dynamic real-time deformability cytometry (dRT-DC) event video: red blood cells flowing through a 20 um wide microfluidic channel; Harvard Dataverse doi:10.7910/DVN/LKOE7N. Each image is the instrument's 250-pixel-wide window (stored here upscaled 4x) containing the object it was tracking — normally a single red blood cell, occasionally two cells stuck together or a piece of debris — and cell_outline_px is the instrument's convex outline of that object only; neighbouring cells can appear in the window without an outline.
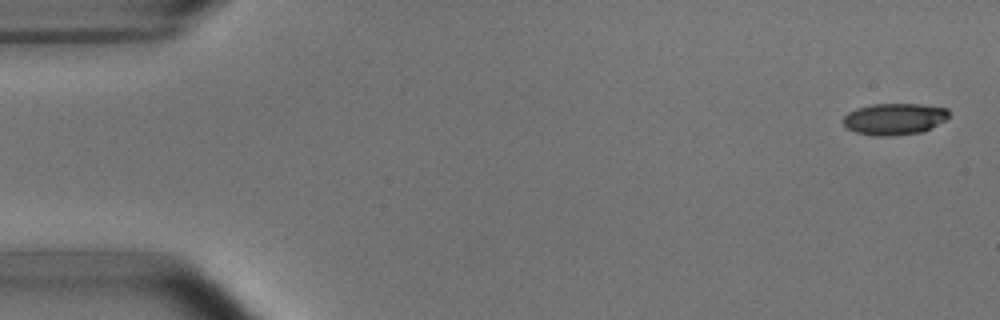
{"species": "common noctule bat (a hibernating species)", "species_latin": "Nyctalus noctula", "temperature_condition": "room temperature", "stored_images_in_passage": 4, "camera_frame_rate_fps": 3000, "um_per_image_px": 0.085, "animal": {"sex": "male", "body_mass_g": 15.6}, "frame": {"image": 1, "passage_image": 1, "time_ms": 0.0, "image_size_px": [1000, 320], "cell_outline_px": [[948, 116], [944, 120], [924, 132], [892, 136], [872, 136], [856, 132], [848, 128], [844, 124], [844, 116], [848, 112], [856, 108], [872, 104], [920, 104], [948, 108]], "centroid_in_image_um": [76.01, 10.11], "position_along_channel_um": 9.0, "area_um2": 19.48}}